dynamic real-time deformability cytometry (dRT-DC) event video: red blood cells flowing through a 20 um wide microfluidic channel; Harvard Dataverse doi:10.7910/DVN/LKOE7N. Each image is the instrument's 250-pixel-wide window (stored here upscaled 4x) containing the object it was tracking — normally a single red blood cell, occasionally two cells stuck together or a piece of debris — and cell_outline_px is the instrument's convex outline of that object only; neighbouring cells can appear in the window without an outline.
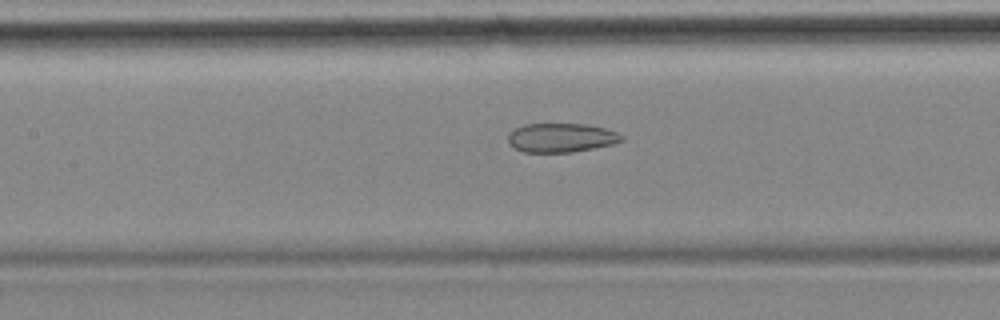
{"species": "common noctule bat (a hibernating species)", "species_latin": "Nyctalus noctula", "temperature_condition": "cold", "stored_images_in_passage": 56, "camera_frame_rate_fps": 3000, "um_per_image_px": 0.085, "animal": {"sex": "female", "body_mass_g": 18.4}, "frame": {"image": 1, "passage_image": 25, "time_ms": 8.0, "image_size_px": [1000, 320], "cell_outline_px": [[624, 140], [612, 144], [572, 152], [524, 152], [508, 144], [508, 132], [524, 124], [588, 124], [604, 128], [616, 132], [624, 136]], "centroid_in_image_um": [47.68, 11.7], "position_along_channel_um": 159.7, "area_um2": 19.19}, "authors_computed_cell_mechanics": {"area_um2": 23.3512, "velocity_mm_per_s": 3.5241, "shape_relaxation_time_tau1_ms": null, "shape_relaxation_time_tau2_ms": 3.395, "deformation_change_tau1": null, "deformation_change_tau2": 0.1114}}